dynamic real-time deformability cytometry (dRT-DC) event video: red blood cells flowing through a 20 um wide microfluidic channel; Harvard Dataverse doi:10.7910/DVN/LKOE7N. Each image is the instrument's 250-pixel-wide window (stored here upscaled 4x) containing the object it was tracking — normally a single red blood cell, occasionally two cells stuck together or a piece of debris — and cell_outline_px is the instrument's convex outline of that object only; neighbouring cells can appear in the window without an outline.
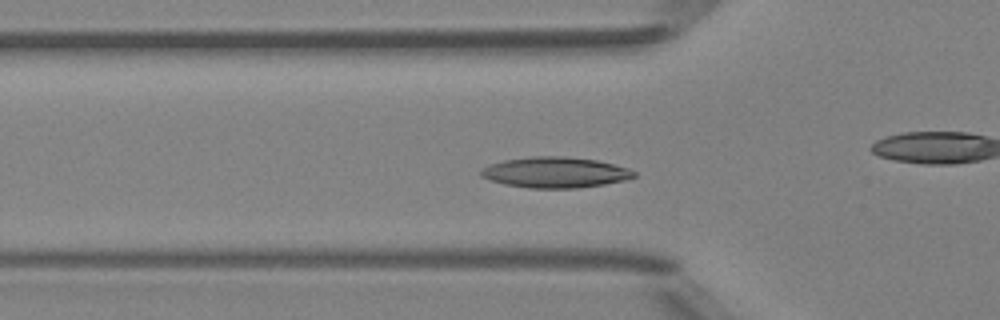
{"species": "Egyptian fruit bat (a non-hibernating species)", "species_latin": "Rousettus aegyptiacus", "temperature_condition": "room temperature", "stored_images_in_passage": 47, "camera_frame_rate_fps": 3000, "um_per_image_px": 0.085, "animal": {"sex": "female"}, "frame": {"image": 1, "passage_image": 14, "time_ms": 4.333, "image_size_px": [1000, 320], "cell_outline_px": [[636, 176], [624, 180], [604, 184], [576, 188], [528, 188], [504, 184], [480, 176], [480, 172], [484, 168], [492, 164], [504, 160], [532, 156], [564, 156], [596, 160], [628, 168], [636, 172]], "centroid_in_image_um": [47.2, 14.65], "position_along_channel_um": 78.6, "area_um2": 27.17}}
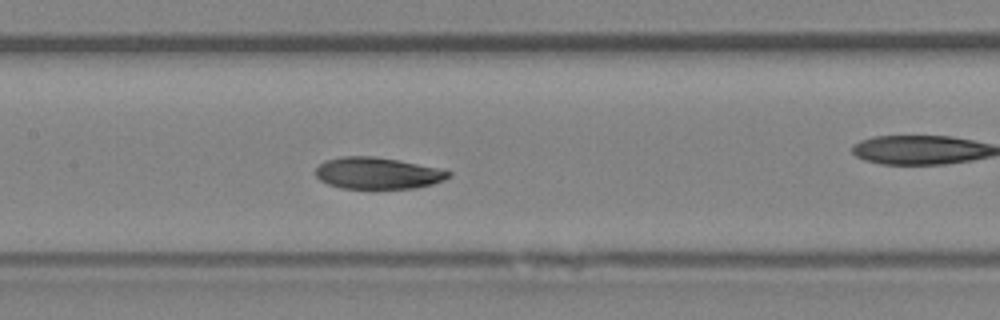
{"frame": {"image": 2, "passage_image": 21, "time_ms": 6.667, "image_size_px": [1000, 320], "cell_outline_px": [[452, 172], [444, 180], [432, 184], [416, 188], [376, 192], [372, 192], [340, 188], [328, 184], [320, 180], [316, 176], [316, 168], [324, 160], [340, 156], [372, 156], [400, 160], [436, 168]], "centroid_in_image_um": [32.05, 14.77], "position_along_channel_um": 175.4, "area_um2": 25.55}, "authors_computed_cell_mechanics": {"area_um2": 25.432, "velocity_mm_per_s": 4.1484, "shape_relaxation_time_tau1_ms": 4.8304, "shape_relaxation_time_tau2_ms": 2.327, "deformation_change_tau1": 0.1276, "deformation_change_tau2": 0.0602}}